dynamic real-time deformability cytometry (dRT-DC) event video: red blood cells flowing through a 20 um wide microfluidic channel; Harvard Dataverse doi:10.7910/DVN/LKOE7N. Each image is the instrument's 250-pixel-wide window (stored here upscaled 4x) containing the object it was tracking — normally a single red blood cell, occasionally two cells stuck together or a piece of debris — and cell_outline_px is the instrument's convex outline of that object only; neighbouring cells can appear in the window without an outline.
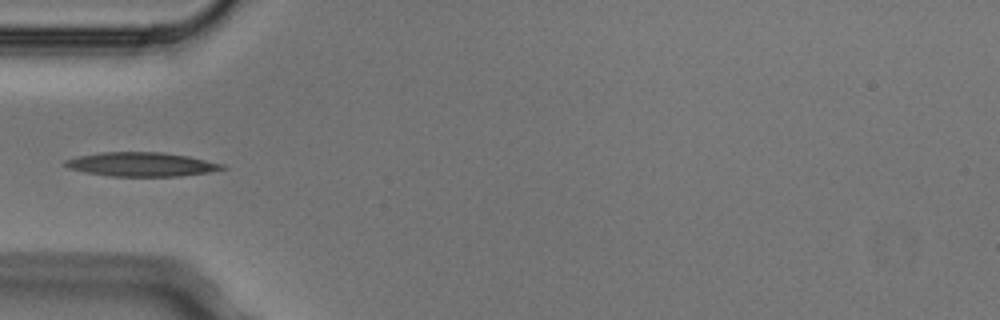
{"species": "Egyptian fruit bat (a non-hibernating species)", "species_latin": "Rousettus aegyptiacus", "temperature_condition": "cold", "stored_images_in_passage": 4, "camera_frame_rate_fps": 3000, "um_per_image_px": 0.085, "animal": {"sex": "male"}, "frame": {"image": 1, "passage_image": 4, "time_ms": 1.0, "image_size_px": [1000, 320], "cell_outline_px": [[228, 168], [208, 172], [180, 176], [108, 176], [68, 168], [64, 164], [64, 160], [80, 156], [100, 152], [164, 152], [188, 156], [224, 164]], "centroid_in_image_um": [12.05, 13.96], "position_along_channel_um": 73.0, "area_um2": 21.91}}